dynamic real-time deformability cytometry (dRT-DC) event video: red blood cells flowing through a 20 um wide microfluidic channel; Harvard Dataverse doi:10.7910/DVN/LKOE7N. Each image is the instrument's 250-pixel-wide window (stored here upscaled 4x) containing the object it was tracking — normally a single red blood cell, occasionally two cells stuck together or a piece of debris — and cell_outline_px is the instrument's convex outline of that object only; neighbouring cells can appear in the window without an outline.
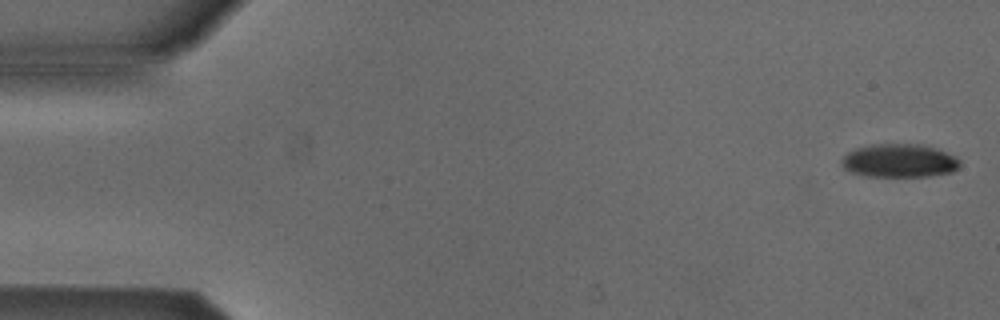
{"species": "Egyptian fruit bat (a non-hibernating species)", "species_latin": "Rousettus aegyptiacus", "temperature_condition": "cold", "stored_images_in_passage": 6, "camera_frame_rate_fps": 3000, "um_per_image_px": 0.085, "animal": {"sex": "male"}, "frame": {"image": 1, "passage_image": 1, "time_ms": 0.0, "image_size_px": [1000, 320], "cell_outline_px": [[960, 168], [952, 172], [928, 176], [864, 176], [852, 172], [844, 168], [840, 164], [844, 156], [848, 152], [856, 148], [872, 144], [920, 144], [936, 148], [956, 156], [960, 160]], "centroid_in_image_um": [76.46, 13.66], "position_along_channel_um": 8.5, "area_um2": 23.12}}
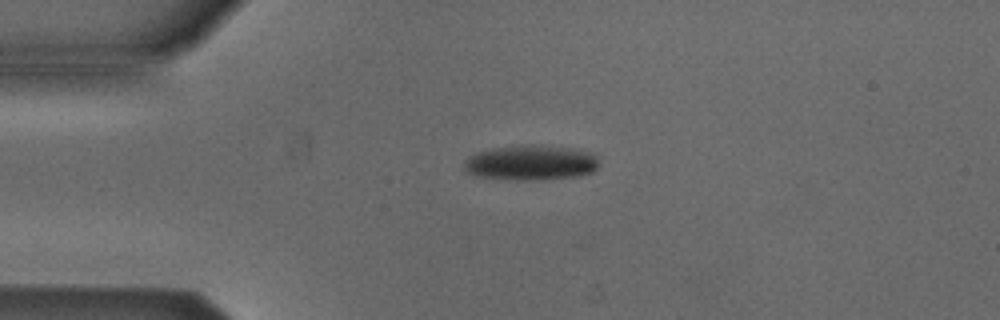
{"frame": {"image": 2, "passage_image": 4, "time_ms": 1.0, "image_size_px": [1000, 320], "cell_outline_px": [[600, 164], [592, 172], [580, 176], [524, 180], [516, 180], [476, 176], [468, 172], [464, 168], [464, 160], [468, 156], [476, 152], [496, 148], [520, 144], [536, 144], [568, 148], [588, 152], [596, 156]], "centroid_in_image_um": [45.1, 13.82], "position_along_channel_um": 39.9, "area_um2": 27.57}}
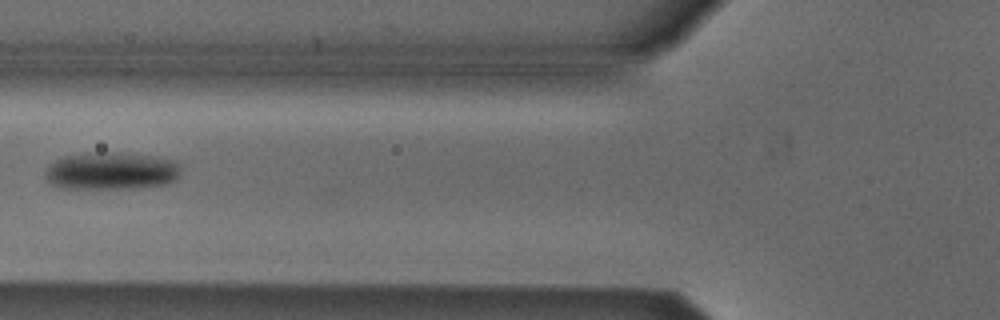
{"frame": {"image": 3, "passage_image": 6, "time_ms": 1.667, "image_size_px": [1000, 320], "cell_outline_px": [[180, 172], [176, 180], [168, 184], [136, 188], [56, 188], [44, 176], [44, 172], [56, 160], [64, 156], [88, 152], [112, 152], [148, 156], [172, 160], [180, 168]], "centroid_in_image_um": [9.43, 14.54], "position_along_channel_um": 116.4, "area_um2": 29.54}}